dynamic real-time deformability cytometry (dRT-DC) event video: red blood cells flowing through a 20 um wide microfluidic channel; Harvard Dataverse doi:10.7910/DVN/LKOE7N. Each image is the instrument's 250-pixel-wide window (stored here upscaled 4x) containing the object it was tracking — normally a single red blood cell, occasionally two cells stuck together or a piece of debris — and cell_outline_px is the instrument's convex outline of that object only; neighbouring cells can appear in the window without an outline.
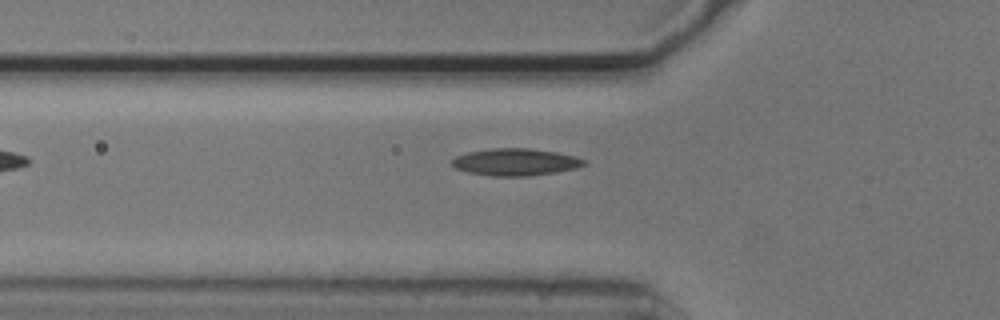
{"species": "common noctule bat (a hibernating species)", "species_latin": "Nyctalus noctula", "temperature_condition": "cold", "stored_images_in_passage": 5, "camera_frame_rate_fps": 3000, "um_per_image_px": 0.085, "animal": {"sex": "male", "body_mass_g": 20.5, "forearm_length_mm": 52.5}, "frame": {"image": 1, "passage_image": 5, "time_ms": 1.333, "image_size_px": [1000, 320], "cell_outline_px": [[588, 164], [576, 168], [556, 172], [528, 176], [492, 176], [468, 172], [456, 168], [452, 164], [452, 160], [456, 156], [468, 152], [492, 148], [528, 148], [556, 152], [576, 156], [584, 160]], "centroid_in_image_um": [43.84, 13.77], "position_along_channel_um": 82.0, "area_um2": 20.81}}